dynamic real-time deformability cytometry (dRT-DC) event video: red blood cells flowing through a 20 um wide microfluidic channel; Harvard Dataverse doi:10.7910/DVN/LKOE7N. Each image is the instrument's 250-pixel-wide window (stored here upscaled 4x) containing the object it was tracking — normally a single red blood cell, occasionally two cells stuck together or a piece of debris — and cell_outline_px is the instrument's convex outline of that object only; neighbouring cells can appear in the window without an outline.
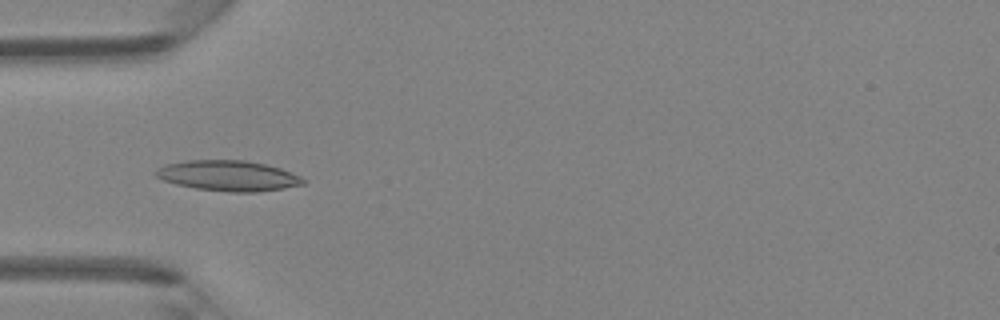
{"species": "Egyptian fruit bat (a non-hibernating species)", "species_latin": "Rousettus aegyptiacus", "temperature_condition": "room temperature", "stored_images_in_passage": 47, "camera_frame_rate_fps": 3000, "um_per_image_px": 0.085, "animal": {"sex": "female"}, "frame": {"image": 1, "passage_image": 15, "time_ms": 4.667, "image_size_px": [1000, 320], "cell_outline_px": [[304, 184], [284, 188], [256, 192], [232, 192], [196, 188], [176, 184], [164, 180], [156, 176], [156, 168], [164, 164], [184, 160], [244, 160], [264, 164], [280, 168], [300, 176], [304, 180]], "centroid_in_image_um": [19.37, 14.93], "position_along_channel_um": 65.6, "area_um2": 26.01}}
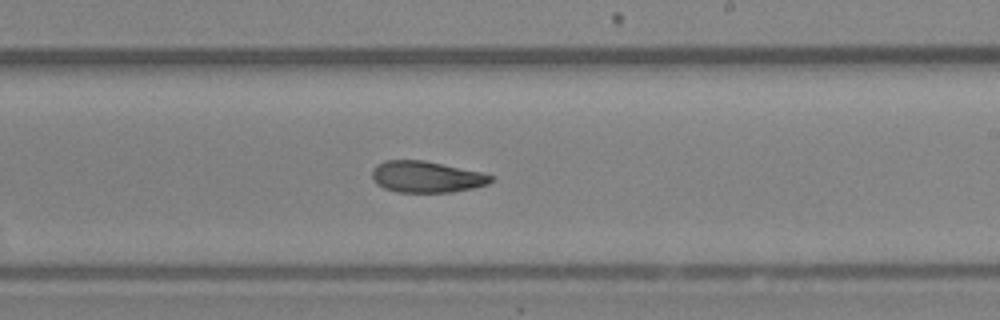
{"frame": {"image": 2, "passage_image": 28, "time_ms": 9.0, "image_size_px": [1000, 320], "cell_outline_px": [[492, 180], [488, 184], [472, 188], [452, 192], [396, 192], [384, 188], [376, 184], [372, 176], [372, 168], [376, 164], [384, 160], [424, 160], [480, 172], [492, 176]], "centroid_in_image_um": [36.19, 15.03], "position_along_channel_um": 252.8, "area_um2": 21.68}}
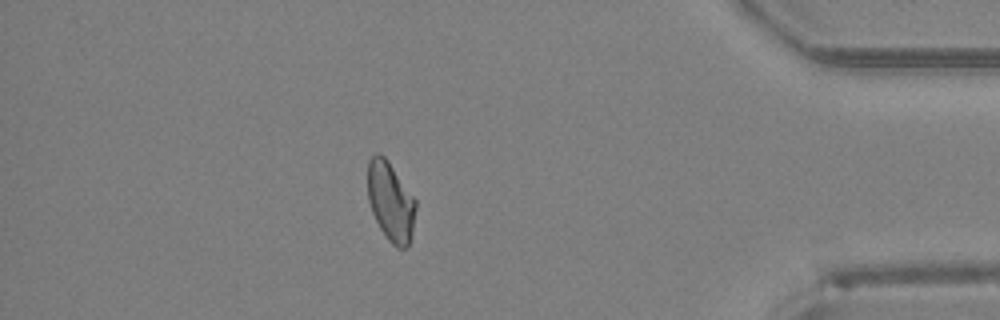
{"frame": {"image": 3, "passage_image": 41, "time_ms": 13.333, "image_size_px": [1000, 320], "cell_outline_px": [[416, 208], [412, 232], [408, 244], [404, 248], [396, 248], [388, 240], [380, 228], [372, 212], [368, 200], [368, 160], [376, 152], [380, 152], [388, 160], [416, 200]], "centroid_in_image_um": [33.19, 17.11], "position_along_channel_um": 402.0, "area_um2": 22.14}, "authors_computed_cell_mechanics": {"area_um2": 22.831, "velocity_mm_per_s": 4.3437, "shape_relaxation_time_tau1_ms": null, "shape_relaxation_time_tau2_ms": 3.4347, "deformation_change_tau1": null, "deformation_change_tau2": 0.0997}}